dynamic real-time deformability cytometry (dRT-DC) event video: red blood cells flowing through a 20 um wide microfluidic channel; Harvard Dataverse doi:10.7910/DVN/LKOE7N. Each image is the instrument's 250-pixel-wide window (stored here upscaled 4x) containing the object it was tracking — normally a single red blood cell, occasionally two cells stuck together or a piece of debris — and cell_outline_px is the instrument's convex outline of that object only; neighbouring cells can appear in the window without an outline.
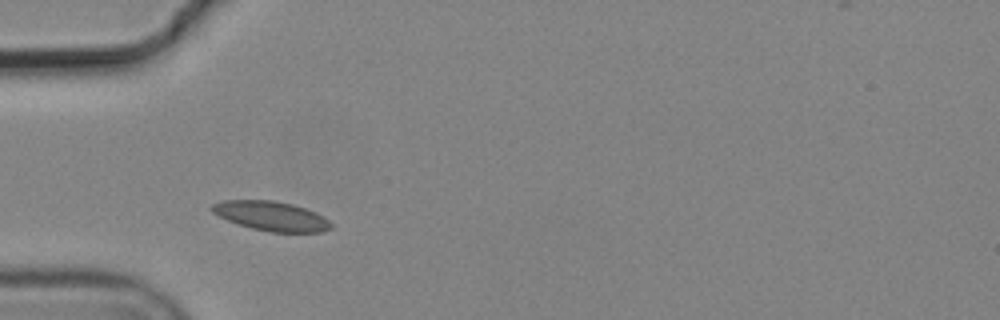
{"species": "common noctule bat (a hibernating species)", "species_latin": "Nyctalus noctula", "temperature_condition": "cold", "stored_images_in_passage": 6, "camera_frame_rate_fps": 3000, "um_per_image_px": 0.085, "animal": {"sex": "male", "body_mass_g": 19.2, "forearm_length_mm": 51.8}, "frame": {"image": 1, "passage_image": 1, "time_ms": 0.0, "image_size_px": [1000, 320], "cell_outline_px": [[332, 228], [324, 232], [268, 232], [252, 228], [228, 220], [212, 212], [208, 208], [212, 204], [224, 200], [272, 200], [292, 204], [316, 212], [324, 216], [332, 224]], "centroid_in_image_um": [23.07, 18.36], "position_along_channel_um": 61.9, "area_um2": 20.46}}
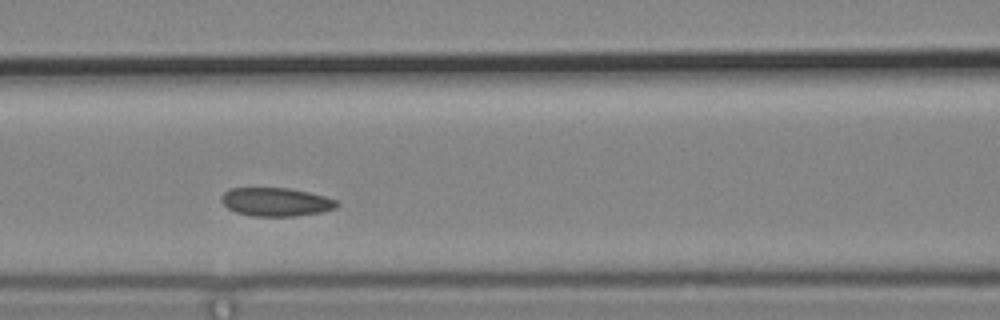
{"frame": {"image": 2, "passage_image": 3, "time_ms": 0.667, "image_size_px": [1000, 320], "cell_outline_px": [[340, 204], [336, 208], [320, 212], [292, 216], [252, 216], [236, 212], [228, 208], [220, 200], [220, 196], [228, 188], [288, 188], [308, 192], [324, 196], [336, 200]], "centroid_in_image_um": [23.43, 17.16], "position_along_channel_um": 143.2, "area_um2": 19.13}}
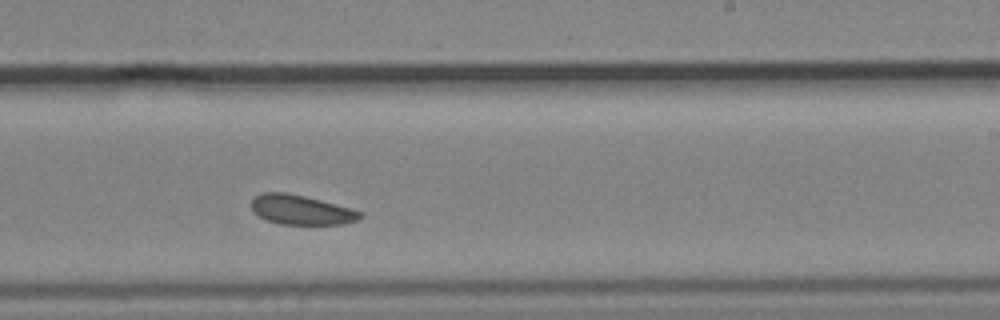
{"frame": {"image": 3, "passage_image": 6, "time_ms": 1.667, "image_size_px": [1000, 320], "cell_outline_px": [[364, 216], [356, 220], [344, 224], [280, 224], [268, 220], [260, 216], [252, 208], [252, 196], [264, 192], [284, 192], [304, 196], [352, 208], [364, 212]], "centroid_in_image_um": [25.63, 17.83], "position_along_channel_um": 263.4, "area_um2": 18.67}}